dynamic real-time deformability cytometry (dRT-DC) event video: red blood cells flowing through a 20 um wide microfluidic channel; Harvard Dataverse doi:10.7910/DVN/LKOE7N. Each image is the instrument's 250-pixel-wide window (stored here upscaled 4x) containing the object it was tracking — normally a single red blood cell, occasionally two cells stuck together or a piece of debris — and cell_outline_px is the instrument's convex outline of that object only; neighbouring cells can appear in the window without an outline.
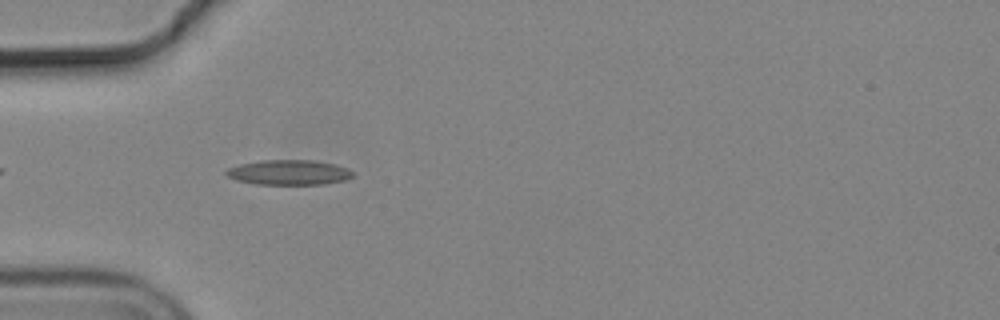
{"species": "common noctule bat (a hibernating species)", "species_latin": "Nyctalus noctula", "temperature_condition": "cold", "stored_images_in_passage": 12, "camera_frame_rate_fps": 3000, "um_per_image_px": 0.085, "animal": {"sex": "male", "body_mass_g": 19.2, "forearm_length_mm": 51.8}, "frame": {"image": 1, "passage_image": 4, "time_ms": 1.0, "image_size_px": [1000, 320], "cell_outline_px": [[352, 176], [344, 180], [324, 184], [256, 184], [236, 180], [228, 176], [224, 172], [228, 168], [240, 164], [260, 160], [316, 160], [348, 168], [352, 172]], "centroid_in_image_um": [24.53, 14.65], "position_along_channel_um": 60.5, "area_um2": 18.32}}
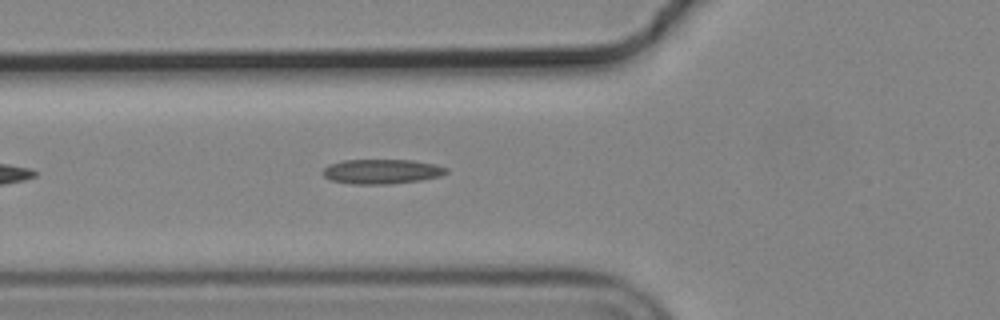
{"frame": {"image": 2, "passage_image": 7, "time_ms": 2.0, "image_size_px": [1000, 320], "cell_outline_px": [[448, 172], [440, 176], [420, 180], [388, 184], [352, 184], [332, 180], [324, 176], [320, 172], [328, 164], [344, 160], [412, 160], [436, 164], [448, 168]], "centroid_in_image_um": [32.44, 14.57], "position_along_channel_um": 93.4, "area_um2": 17.8}}